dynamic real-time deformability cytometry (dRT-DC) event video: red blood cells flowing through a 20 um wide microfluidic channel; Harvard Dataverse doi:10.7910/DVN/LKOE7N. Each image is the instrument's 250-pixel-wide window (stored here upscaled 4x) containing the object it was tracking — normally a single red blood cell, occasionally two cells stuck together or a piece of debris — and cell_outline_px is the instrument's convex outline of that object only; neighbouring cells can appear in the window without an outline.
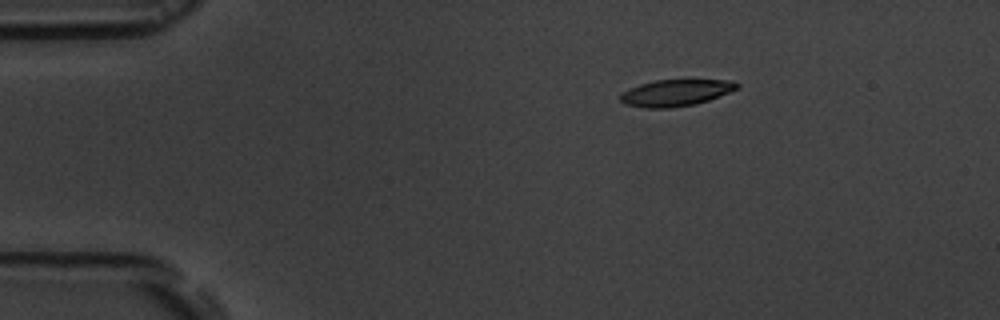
{"species": "common noctule bat (a hibernating species)", "species_latin": "Nyctalus noctula", "temperature_condition": "room temperature", "stored_images_in_passage": 5, "camera_frame_rate_fps": 3000, "um_per_image_px": 0.085, "animal": {"sex": "male", "body_mass_g": 19.5, "forearm_length_mm": 54.6}, "frame": {"image": 1, "passage_image": 3, "time_ms": 2.333, "image_size_px": [1000, 320], "cell_outline_px": [[740, 88], [708, 100], [696, 104], [672, 108], [644, 108], [624, 104], [620, 100], [620, 92], [628, 88], [640, 84], [656, 80], [732, 80], [740, 84]], "centroid_in_image_um": [57.42, 7.89], "position_along_channel_um": 27.6, "area_um2": 18.26}}